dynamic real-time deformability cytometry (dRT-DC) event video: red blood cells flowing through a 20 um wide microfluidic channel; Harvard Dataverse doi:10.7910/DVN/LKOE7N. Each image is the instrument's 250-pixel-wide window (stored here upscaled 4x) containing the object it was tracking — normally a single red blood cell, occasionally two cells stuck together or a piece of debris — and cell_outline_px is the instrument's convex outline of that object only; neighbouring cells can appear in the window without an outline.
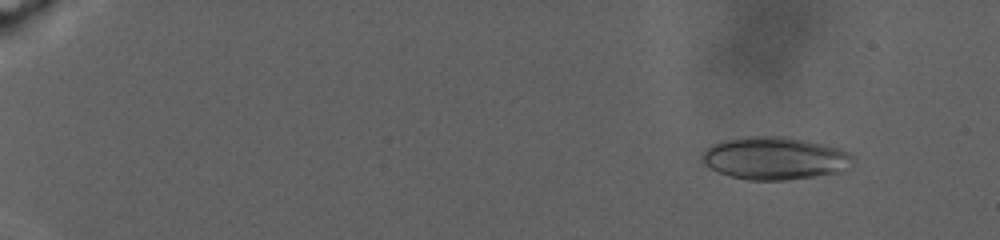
{"species": "human", "species_latin": "Homo sapiens", "temperature_condition": "warm", "stored_images_in_passage": 90, "camera_frame_rate_fps": 3000, "um_per_image_px": 0.085, "donor": {"sex": "male"}, "frame": {"image": 1, "passage_image": 7, "time_ms": 3.333, "image_size_px": [1000, 240], "cell_outline_px": [[856, 160], [848, 168], [836, 172], [788, 180], [748, 180], [732, 176], [720, 172], [704, 164], [700, 156], [712, 144], [724, 140], [748, 136], [784, 136], [824, 144], [840, 148], [848, 152]], "centroid_in_image_um": [65.87, 13.44], "position_along_channel_um": 19.1, "area_um2": 37.34}}
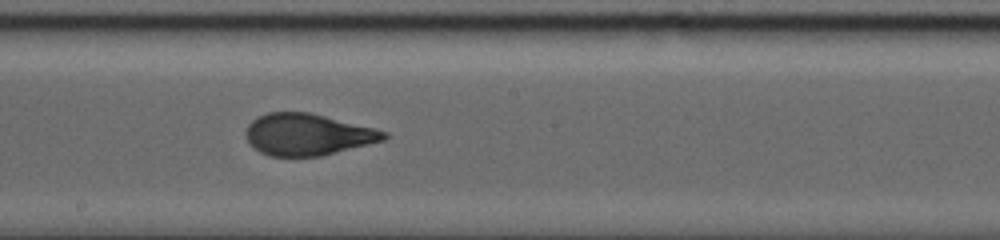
{"frame": {"image": 2, "passage_image": 57, "time_ms": 19.667, "image_size_px": [1000, 240], "cell_outline_px": [[388, 136], [384, 140], [320, 156], [268, 156], [260, 152], [244, 136], [248, 124], [256, 116], [268, 112], [308, 112], [388, 132]], "centroid_in_image_um": [26.1, 11.43], "position_along_channel_um": 222.1, "area_um2": 33.12}}
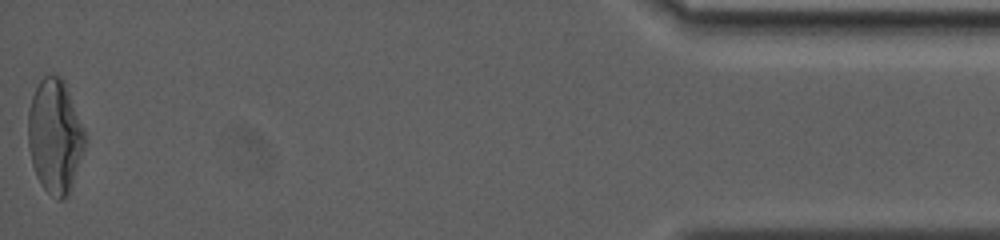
{"frame": {"image": 3, "passage_image": 90, "time_ms": 32.0, "image_size_px": [1000, 240], "cell_outline_px": [[84, 148], [72, 188], [68, 196], [64, 200], [56, 200], [40, 184], [36, 176], [32, 164], [28, 148], [28, 108], [32, 96], [40, 80], [44, 76], [60, 76], [64, 80], [84, 128]], "centroid_in_image_um": [4.66, 11.62], "position_along_channel_um": 430.5, "area_um2": 37.86}, "authors_computed_cell_mechanics": {"area_um2": 34.2465, "velocity_mm_per_s": 2.2791, "shape_relaxation_time_tau1_ms": null, "shape_relaxation_time_tau2_ms": 1.2647, "deformation_change_tau1": null, "deformation_change_tau2": 0.0799}}